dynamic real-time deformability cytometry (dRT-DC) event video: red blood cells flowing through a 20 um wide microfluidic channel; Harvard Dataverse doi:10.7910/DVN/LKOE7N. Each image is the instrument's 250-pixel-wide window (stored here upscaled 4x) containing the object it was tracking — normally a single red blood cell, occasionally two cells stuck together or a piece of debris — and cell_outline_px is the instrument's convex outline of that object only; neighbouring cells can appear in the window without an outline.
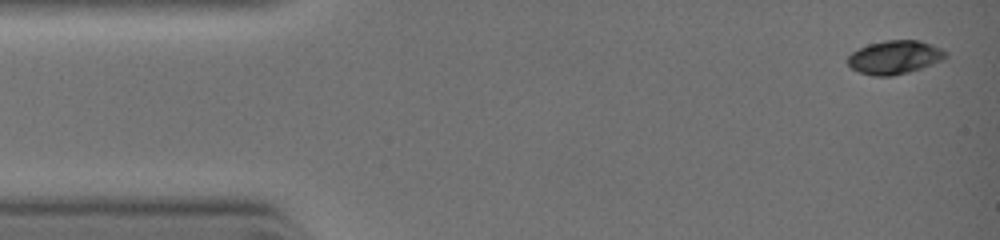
{"species": "common noctule bat (a hibernating species)", "species_latin": "Nyctalus noctula", "temperature_condition": "warm", "stored_images_in_passage": 57, "camera_frame_rate_fps": 3000, "um_per_image_px": 0.085, "animal": {"sex": "female", "body_mass_g": 19.0, "forearm_length_mm": 51.5}, "frame": {"image": 1, "passage_image": 1, "time_ms": 0.0, "image_size_px": [1000, 240], "cell_outline_px": [[948, 56], [944, 60], [908, 72], [892, 76], [872, 76], [860, 72], [852, 68], [848, 64], [848, 56], [852, 52], [868, 44], [884, 40], [920, 40], [940, 48], [948, 52]], "centroid_in_image_um": [76.07, 4.86], "position_along_channel_um": 8.9, "area_um2": 19.13}}
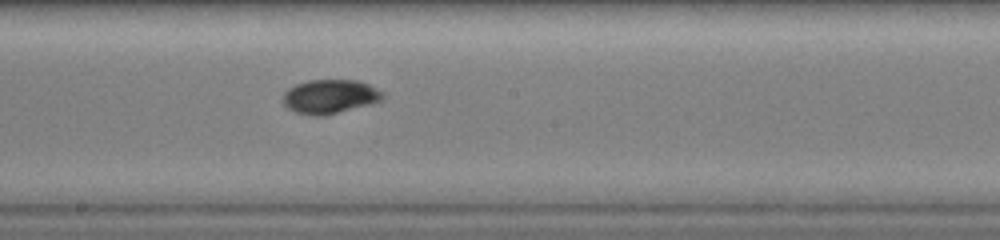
{"frame": {"image": 2, "passage_image": 40, "time_ms": 5.667, "image_size_px": [1000, 240], "cell_outline_px": [[384, 100], [372, 104], [324, 116], [312, 116], [296, 112], [288, 108], [280, 100], [284, 92], [288, 88], [296, 84], [308, 80], [356, 80], [368, 84], [384, 92]], "centroid_in_image_um": [28.04, 8.21], "position_along_channel_um": 220.2, "area_um2": 20.11}}
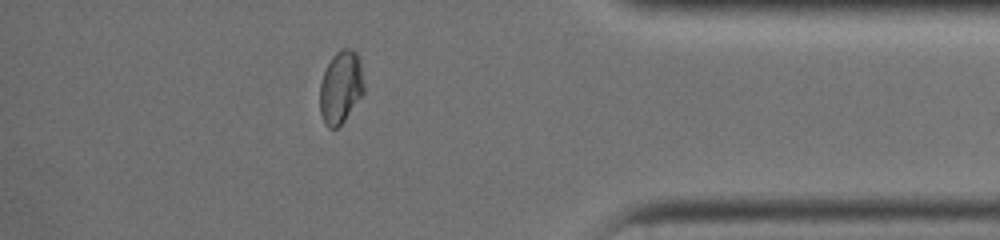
{"frame": {"image": 3, "passage_image": 52, "time_ms": 9.333, "image_size_px": [1000, 240], "cell_outline_px": [[364, 92], [344, 120], [336, 128], [328, 128], [324, 124], [320, 112], [320, 84], [324, 72], [332, 56], [340, 48], [352, 48], [356, 52], [360, 64], [364, 84]], "centroid_in_image_um": [28.95, 7.4], "position_along_channel_um": 406.2, "area_um2": 18.55}}